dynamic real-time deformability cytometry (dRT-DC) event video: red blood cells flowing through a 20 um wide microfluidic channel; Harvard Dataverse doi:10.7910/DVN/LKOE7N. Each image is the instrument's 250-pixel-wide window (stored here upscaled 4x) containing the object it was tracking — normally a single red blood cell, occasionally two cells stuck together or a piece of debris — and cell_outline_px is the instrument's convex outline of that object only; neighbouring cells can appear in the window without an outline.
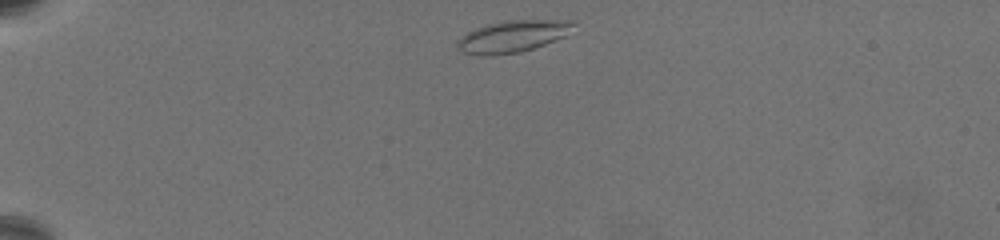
{"species": "common noctule bat (a hibernating species)", "species_latin": "Nyctalus noctula", "temperature_condition": "warm", "stored_images_in_passage": 50, "camera_frame_rate_fps": 3000, "um_per_image_px": 0.085, "animal": {"sex": "female", "body_mass_g": 19.5, "forearm_length_mm": 54.1}, "frame": {"image": 1, "passage_image": 2, "time_ms": 0.333, "image_size_px": [1000, 240], "cell_outline_px": [[576, 20], [564, 36], [544, 44], [520, 52], [492, 56], [480, 56], [464, 52], [456, 44], [456, 40], [460, 36], [484, 24], [504, 20]], "centroid_in_image_um": [43.5, 3.09], "position_along_channel_um": 41.5, "area_um2": 21.44}}
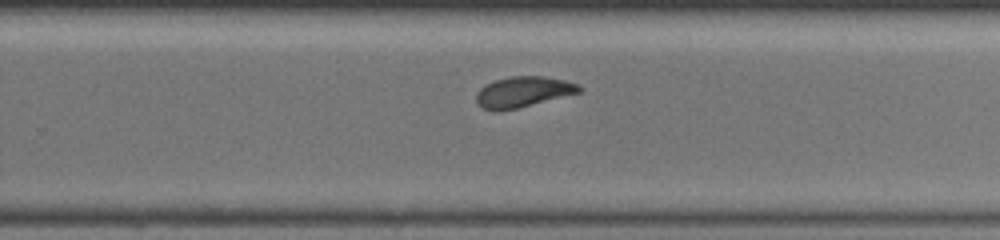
{"frame": {"image": 2, "passage_image": 30, "time_ms": 9.667, "image_size_px": [1000, 240], "cell_outline_px": [[584, 88], [580, 92], [500, 112], [496, 112], [484, 108], [476, 100], [476, 92], [480, 88], [496, 80], [512, 76], [544, 76], [564, 80], [576, 84]], "centroid_in_image_um": [44.45, 7.81], "position_along_channel_um": 285.3, "area_um2": 18.09}}
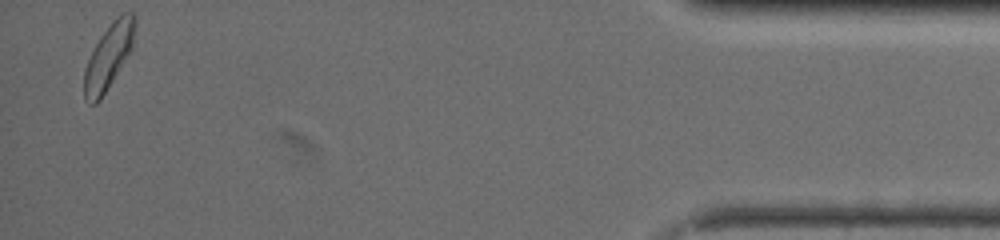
{"frame": {"image": 3, "passage_image": 49, "time_ms": 16.0, "image_size_px": [1000, 240], "cell_outline_px": [[136, 20], [132, 48], [100, 100], [96, 104], [88, 104], [84, 100], [84, 68], [100, 36], [112, 20], [120, 12], [132, 12], [136, 16]], "centroid_in_image_um": [9.23, 4.77], "position_along_channel_um": 426.0, "area_um2": 19.19}, "authors_computed_cell_mechanics": {"area_um2": 18.7272, "velocity_mm_per_s": 3.2817, "shape_relaxation_time_tau1_ms": 5.4437, "shape_relaxation_time_tau2_ms": 4.5222, "deformation_change_tau1": 0.161, "deformation_change_tau2": 0.0981}}